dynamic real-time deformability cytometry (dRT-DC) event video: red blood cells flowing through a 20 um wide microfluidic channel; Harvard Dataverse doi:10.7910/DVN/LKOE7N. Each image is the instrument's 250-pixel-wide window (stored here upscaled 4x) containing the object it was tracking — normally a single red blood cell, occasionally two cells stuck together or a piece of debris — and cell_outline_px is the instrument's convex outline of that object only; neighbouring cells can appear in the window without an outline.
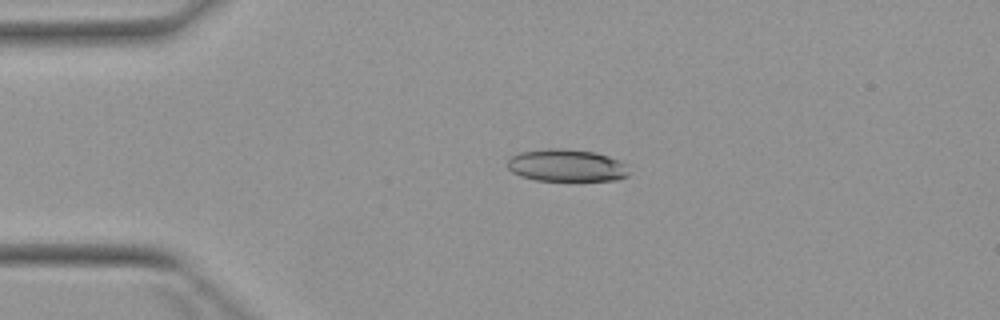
{"species": "Egyptian fruit bat (a non-hibernating species)", "species_latin": "Rousettus aegyptiacus", "temperature_condition": "warm", "stored_images_in_passage": 5, "camera_frame_rate_fps": 3000, "um_per_image_px": 0.085, "animal": {"sex": "female"}, "frame": {"image": 1, "passage_image": 4, "time_ms": 3.333, "image_size_px": [1000, 320], "cell_outline_px": [[628, 176], [616, 180], [536, 180], [520, 176], [512, 172], [508, 168], [508, 160], [512, 156], [520, 152], [544, 148], [564, 148], [596, 152], [620, 160], [628, 164]], "centroid_in_image_um": [48.18, 14.05], "position_along_channel_um": 36.8, "area_um2": 23.06}}